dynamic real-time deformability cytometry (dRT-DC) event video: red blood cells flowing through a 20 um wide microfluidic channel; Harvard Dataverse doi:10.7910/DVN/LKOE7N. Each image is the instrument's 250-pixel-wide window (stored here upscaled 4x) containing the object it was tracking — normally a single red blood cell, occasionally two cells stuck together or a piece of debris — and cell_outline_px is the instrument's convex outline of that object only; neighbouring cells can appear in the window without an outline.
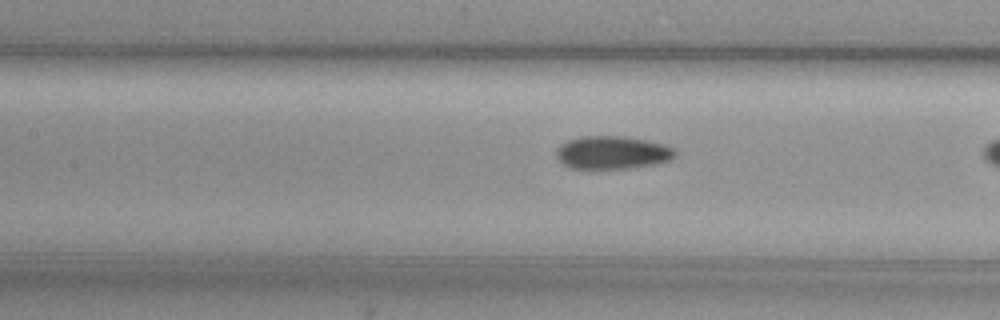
{"species": "common noctule bat (a hibernating species)", "species_latin": "Nyctalus noctula", "temperature_condition": "cold", "stored_images_in_passage": 21, "camera_frame_rate_fps": 3000, "um_per_image_px": 0.085, "animal": {"sex": "female", "body_mass_g": 29.2, "forearm_length_mm": 56.3}, "frame": {"image": 1, "passage_image": 18, "time_ms": 5.667, "image_size_px": [1000, 320], "cell_outline_px": [[676, 156], [668, 160], [656, 164], [628, 168], [592, 172], [588, 172], [568, 168], [556, 156], [556, 148], [560, 144], [568, 140], [580, 136], [624, 136], [668, 144], [676, 148]], "centroid_in_image_um": [52.02, 13.01], "position_along_channel_um": 155.4, "area_um2": 23.99}}